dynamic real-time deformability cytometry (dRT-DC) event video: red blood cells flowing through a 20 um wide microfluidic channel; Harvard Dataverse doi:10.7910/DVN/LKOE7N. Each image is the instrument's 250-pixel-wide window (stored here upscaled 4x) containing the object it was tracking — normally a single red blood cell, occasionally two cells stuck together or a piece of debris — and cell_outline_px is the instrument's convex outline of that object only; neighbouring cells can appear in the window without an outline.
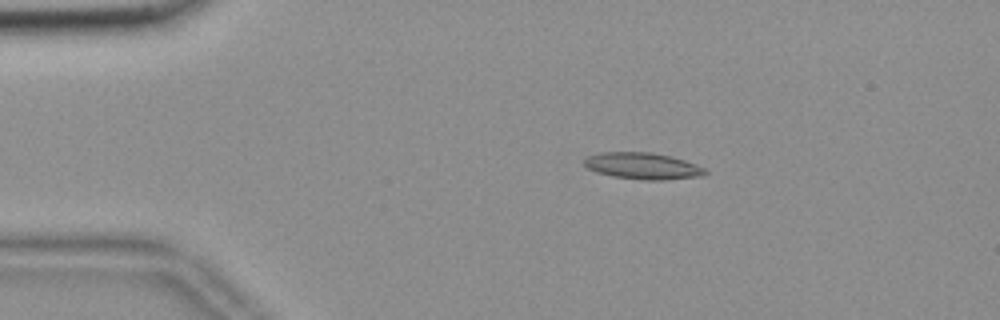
{"species": "common noctule bat (a hibernating species)", "species_latin": "Nyctalus noctula", "temperature_condition": "room temperature", "stored_images_in_passage": 55, "camera_frame_rate_fps": 3000, "um_per_image_px": 0.085, "animal": {"sex": "female", "body_mass_g": 18.4}, "frame": {"image": 1, "passage_image": 10, "time_ms": 3.0, "image_size_px": [1000, 320], "cell_outline_px": [[708, 172], [704, 176], [664, 180], [644, 180], [612, 176], [596, 172], [588, 168], [584, 164], [584, 160], [588, 156], [596, 152], [652, 152], [672, 156], [696, 164], [704, 168]], "centroid_in_image_um": [54.64, 14.1], "position_along_channel_um": 30.4, "area_um2": 18.9}}
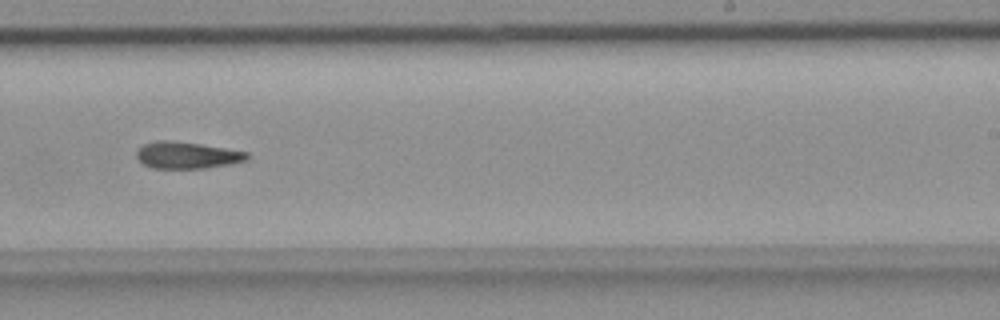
{"frame": {"image": 2, "passage_image": 34, "time_ms": 11.0, "image_size_px": [1000, 320], "cell_outline_px": [[252, 156], [248, 160], [228, 164], [204, 168], [152, 168], [144, 164], [136, 156], [136, 148], [144, 144], [156, 140], [172, 140], [200, 144], [248, 152]], "centroid_in_image_um": [15.89, 13.18], "position_along_channel_um": 273.1, "area_um2": 17.28}}
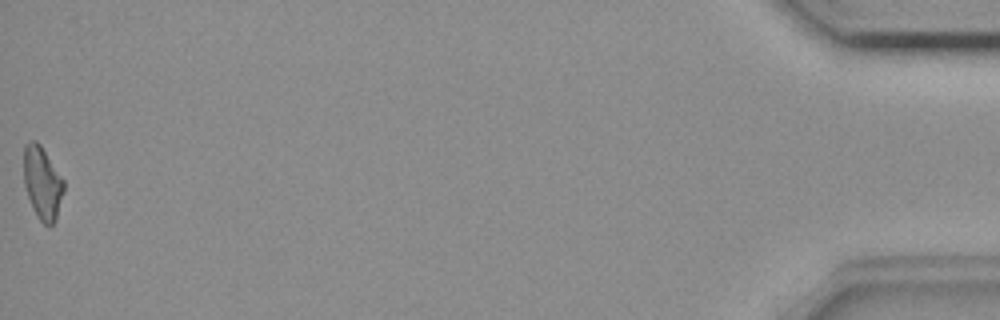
{"frame": {"image": 3, "passage_image": 55, "time_ms": 18.0, "image_size_px": [1000, 320], "cell_outline_px": [[64, 192], [56, 220], [48, 228], [36, 216], [28, 196], [24, 184], [24, 144], [28, 140], [36, 140], [40, 144], [64, 180]], "centroid_in_image_um": [3.6, 15.55], "position_along_channel_um": 431.6, "area_um2": 17.11}}